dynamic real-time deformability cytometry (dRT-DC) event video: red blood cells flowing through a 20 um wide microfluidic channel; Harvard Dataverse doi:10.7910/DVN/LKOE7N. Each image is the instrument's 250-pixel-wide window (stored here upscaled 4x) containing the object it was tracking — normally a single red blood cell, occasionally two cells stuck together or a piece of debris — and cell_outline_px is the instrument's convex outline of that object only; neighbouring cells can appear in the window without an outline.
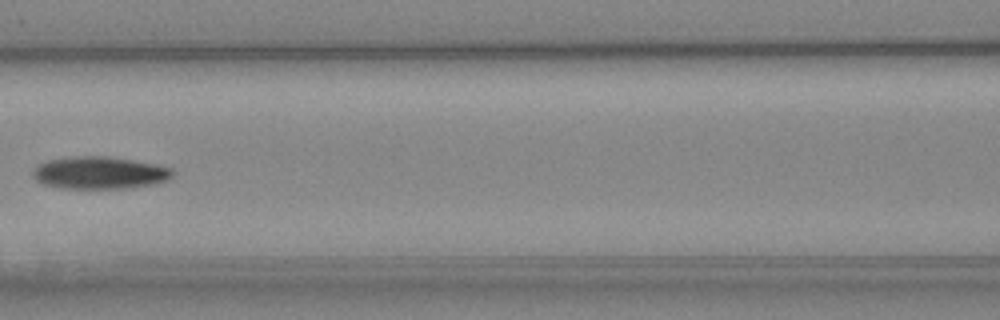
{"species": "Egyptian fruit bat (a non-hibernating species)", "species_latin": "Rousettus aegyptiacus", "temperature_condition": "cold", "stored_images_in_passage": 7, "camera_frame_rate_fps": 3000, "um_per_image_px": 0.085, "animal": {"sex": "female"}, "frame": {"image": 1, "passage_image": 7, "time_ms": 7.0, "image_size_px": [1000, 320], "cell_outline_px": [[172, 176], [168, 180], [152, 184], [128, 188], [64, 188], [44, 184], [36, 180], [32, 176], [32, 172], [36, 164], [48, 160], [76, 156], [108, 156], [156, 164], [172, 168]], "centroid_in_image_um": [8.44, 14.68], "position_along_channel_um": 158.2, "area_um2": 26.3}}